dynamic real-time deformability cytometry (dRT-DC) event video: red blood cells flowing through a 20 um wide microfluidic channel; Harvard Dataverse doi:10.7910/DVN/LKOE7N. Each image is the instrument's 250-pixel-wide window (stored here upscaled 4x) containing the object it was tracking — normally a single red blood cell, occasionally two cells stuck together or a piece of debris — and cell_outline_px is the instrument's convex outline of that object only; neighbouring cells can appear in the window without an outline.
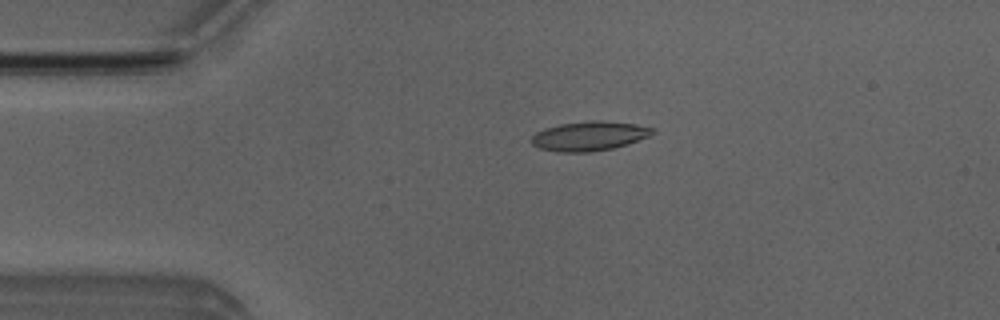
{"species": "Egyptian fruit bat (a non-hibernating species)", "species_latin": "Rousettus aegyptiacus", "temperature_condition": "room temperature", "stored_images_in_passage": 4, "camera_frame_rate_fps": 3000, "um_per_image_px": 0.085, "animal": {"sex": "male"}, "frame": {"image": 1, "passage_image": 3, "time_ms": 3.0, "image_size_px": [1000, 320], "cell_outline_px": [[656, 132], [648, 136], [628, 144], [612, 148], [592, 152], [556, 152], [540, 148], [532, 144], [532, 136], [536, 132], [544, 128], [560, 124], [588, 120], [600, 120], [636, 124], [652, 128]], "centroid_in_image_um": [50.07, 11.56], "position_along_channel_um": 34.9, "area_um2": 20.75}}